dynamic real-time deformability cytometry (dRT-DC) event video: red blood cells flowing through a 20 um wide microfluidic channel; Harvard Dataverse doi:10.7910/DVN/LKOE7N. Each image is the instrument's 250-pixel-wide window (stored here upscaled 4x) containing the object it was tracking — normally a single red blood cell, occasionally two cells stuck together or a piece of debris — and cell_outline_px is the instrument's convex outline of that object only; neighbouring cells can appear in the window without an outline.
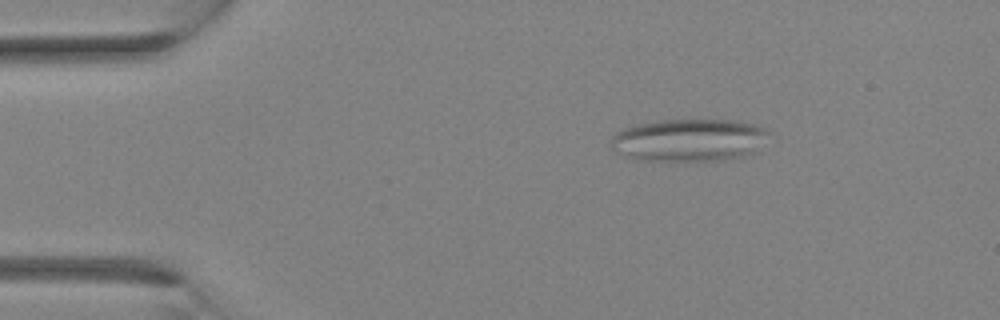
{"species": "Egyptian fruit bat (a non-hibernating species)", "species_latin": "Rousettus aegyptiacus", "temperature_condition": "room temperature", "stored_images_in_passage": 2, "camera_frame_rate_fps": 3000, "um_per_image_px": 0.085, "animal": {"sex": "female"}, "frame": {"image": 1, "passage_image": 1, "time_ms": 0.0, "image_size_px": [1000, 320], "cell_outline_px": [[772, 132], [756, 152], [744, 156], [724, 160], [636, 160], [612, 152], [612, 136], [616, 132], [624, 128], [636, 124], [660, 120], [736, 120], [756, 124]], "centroid_in_image_um": [58.59, 11.9], "position_along_channel_um": 26.4, "area_um2": 39.59}}